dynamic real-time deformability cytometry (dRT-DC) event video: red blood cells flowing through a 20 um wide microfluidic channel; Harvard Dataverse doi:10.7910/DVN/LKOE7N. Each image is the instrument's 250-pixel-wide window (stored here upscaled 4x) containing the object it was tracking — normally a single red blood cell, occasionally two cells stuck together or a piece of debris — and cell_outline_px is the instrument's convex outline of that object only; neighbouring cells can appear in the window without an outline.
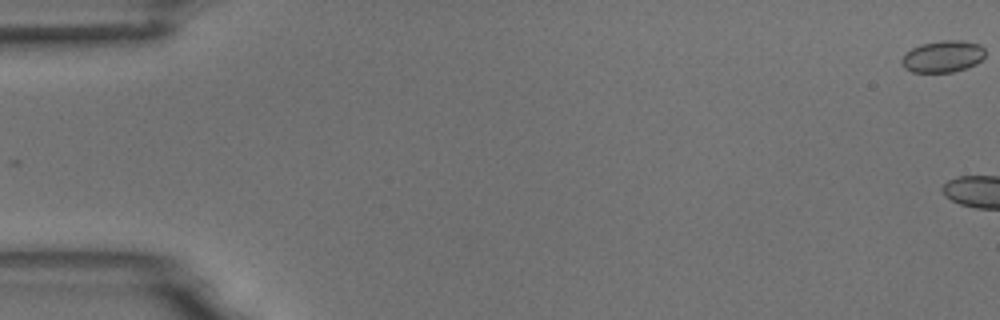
{"species": "common noctule bat (a hibernating species)", "species_latin": "Nyctalus noctula", "temperature_condition": "room temperature", "stored_images_in_passage": 8, "camera_frame_rate_fps": 3000, "um_per_image_px": 0.085, "animal": {"sex": "male", "body_mass_g": 18.8}, "frame": {"image": 1, "passage_image": 1, "time_ms": 0.0, "image_size_px": [1000, 320], "cell_outline_px": [[984, 56], [976, 64], [952, 72], [912, 72], [904, 68], [900, 64], [900, 60], [912, 48], [920, 44], [940, 40], [964, 40], [980, 44], [984, 48]], "centroid_in_image_um": [80.13, 4.79], "position_along_channel_um": 4.9, "area_um2": 15.49}}